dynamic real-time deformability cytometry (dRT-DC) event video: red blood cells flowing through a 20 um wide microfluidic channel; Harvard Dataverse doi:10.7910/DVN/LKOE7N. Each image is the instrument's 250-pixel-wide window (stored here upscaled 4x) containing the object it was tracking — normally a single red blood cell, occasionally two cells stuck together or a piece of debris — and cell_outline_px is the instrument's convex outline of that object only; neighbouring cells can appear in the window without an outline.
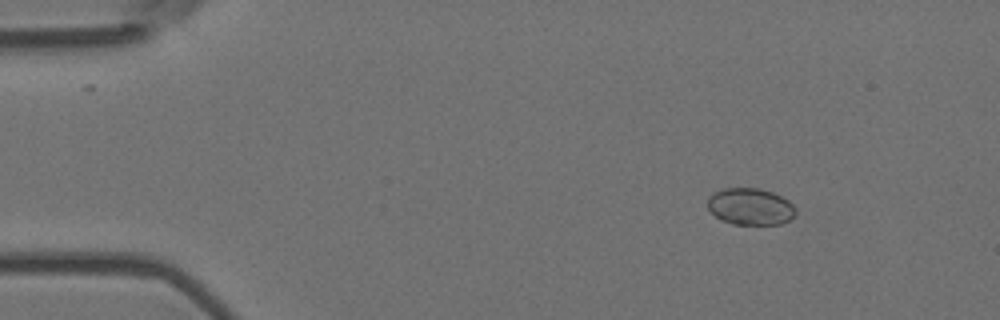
{"species": "Egyptian fruit bat (a non-hibernating species)", "species_latin": "Rousettus aegyptiacus", "temperature_condition": "room temperature", "stored_images_in_passage": 4, "camera_frame_rate_fps": 3000, "um_per_image_px": 0.085, "animal": {"sex": "female"}, "frame": {"image": 1, "passage_image": 2, "time_ms": 0.333, "image_size_px": [1000, 320], "cell_outline_px": [[796, 216], [780, 224], [732, 224], [720, 220], [708, 208], [708, 196], [712, 192], [724, 188], [760, 188], [772, 192], [788, 200], [796, 208]], "centroid_in_image_um": [63.77, 17.55], "position_along_channel_um": 21.2, "area_um2": 19.02}}